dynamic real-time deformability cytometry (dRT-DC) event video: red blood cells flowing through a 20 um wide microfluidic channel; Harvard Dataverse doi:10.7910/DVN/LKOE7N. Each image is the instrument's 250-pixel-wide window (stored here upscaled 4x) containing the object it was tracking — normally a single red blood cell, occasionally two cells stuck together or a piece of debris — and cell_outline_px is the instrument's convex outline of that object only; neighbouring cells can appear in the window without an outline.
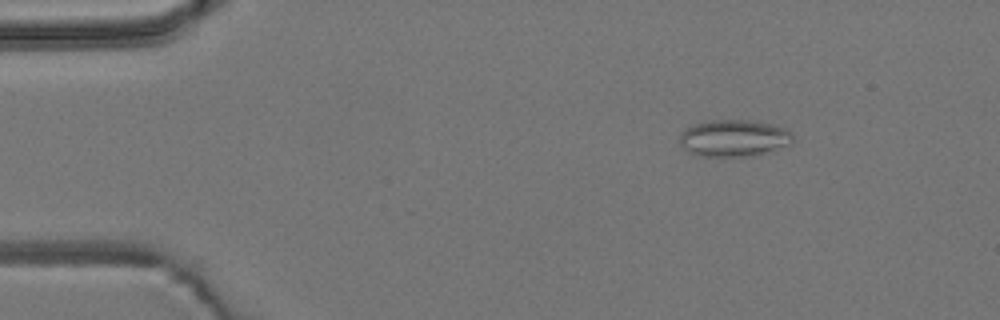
{"species": "common noctule bat (a hibernating species)", "species_latin": "Nyctalus noctula", "temperature_condition": "room temperature", "stored_images_in_passage": 54, "camera_frame_rate_fps": 3000, "um_per_image_px": 0.085, "animal": {"sex": "male", "body_mass_g": 19.2, "forearm_length_mm": 51.8}, "frame": {"image": 1, "passage_image": 8, "time_ms": 2.333, "image_size_px": [1000, 320], "cell_outline_px": [[792, 140], [788, 144], [768, 152], [756, 156], [696, 156], [688, 152], [680, 144], [680, 132], [692, 124], [712, 120], [752, 120], [788, 128], [792, 132]], "centroid_in_image_um": [62.36, 11.74], "position_along_channel_um": 22.6, "area_um2": 24.51}}
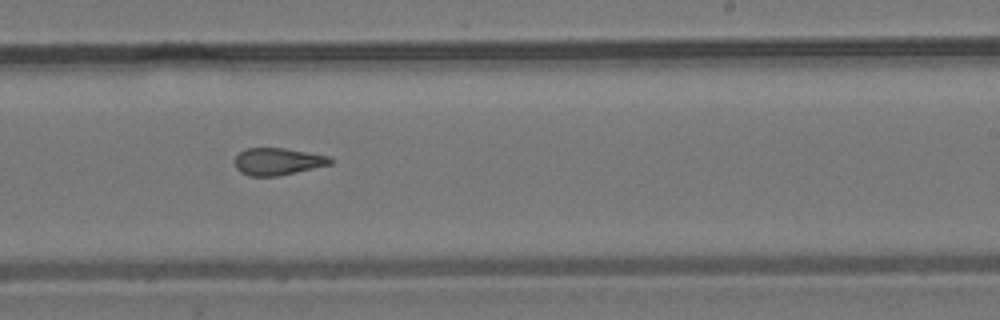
{"frame": {"image": 2, "passage_image": 33, "time_ms": 10.667, "image_size_px": [1000, 320], "cell_outline_px": [[332, 164], [280, 176], [248, 176], [240, 172], [236, 168], [236, 156], [240, 152], [248, 148], [284, 148], [332, 156]], "centroid_in_image_um": [23.65, 13.73], "position_along_channel_um": 265.4, "area_um2": 15.2}}
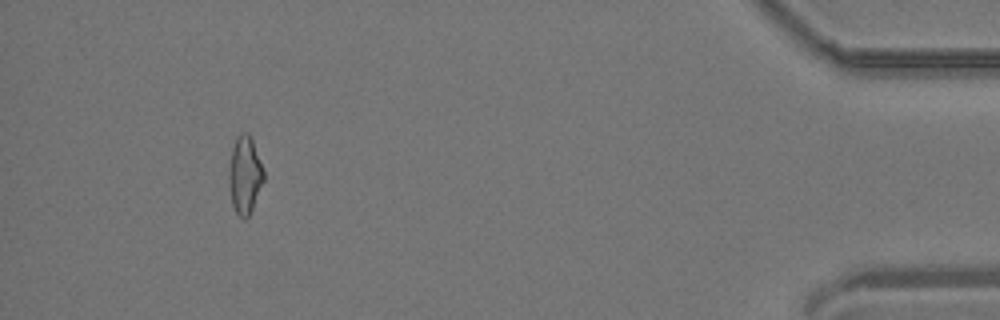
{"frame": {"image": 3, "passage_image": 50, "time_ms": 16.333, "image_size_px": [1000, 320], "cell_outline_px": [[264, 180], [252, 208], [248, 216], [244, 220], [236, 212], [232, 204], [228, 180], [228, 172], [232, 148], [236, 136], [240, 132], [248, 132], [252, 140], [264, 172]], "centroid_in_image_um": [20.79, 14.85], "position_along_channel_um": 414.4, "area_um2": 15.61}, "authors_computed_cell_mechanics": {"area_um2": 16.1262, "velocity_mm_per_s": 3.8513, "shape_relaxation_time_tau1_ms": null, "shape_relaxation_time_tau2_ms": 2.809, "deformation_change_tau1": null, "deformation_change_tau2": 0.1227}}